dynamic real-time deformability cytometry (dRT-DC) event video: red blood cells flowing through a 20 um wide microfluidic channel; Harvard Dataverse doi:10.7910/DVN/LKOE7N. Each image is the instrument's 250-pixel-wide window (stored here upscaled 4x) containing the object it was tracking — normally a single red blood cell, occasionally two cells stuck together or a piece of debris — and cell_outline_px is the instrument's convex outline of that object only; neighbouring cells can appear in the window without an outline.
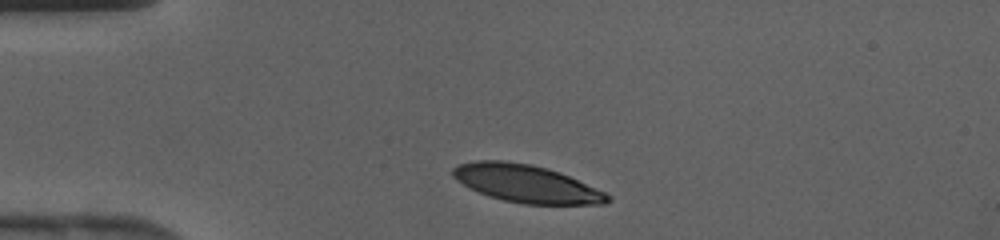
{"species": "human", "species_latin": "Homo sapiens", "temperature_condition": "cold", "stored_images_in_passage": 30, "camera_frame_rate_fps": 3000, "um_per_image_px": 0.085, "donor": {"sex": "female"}, "frame": {"image": 1, "passage_image": 1, "time_ms": 0.0, "image_size_px": [1000, 240], "cell_outline_px": [[612, 200], [604, 204], [524, 204], [504, 200], [488, 196], [468, 188], [456, 180], [452, 176], [452, 168], [460, 164], [476, 160], [504, 160], [532, 164], [548, 168], [560, 172], [604, 192], [612, 196]], "centroid_in_image_um": [44.71, 15.6], "position_along_channel_um": 40.3, "area_um2": 34.04}}
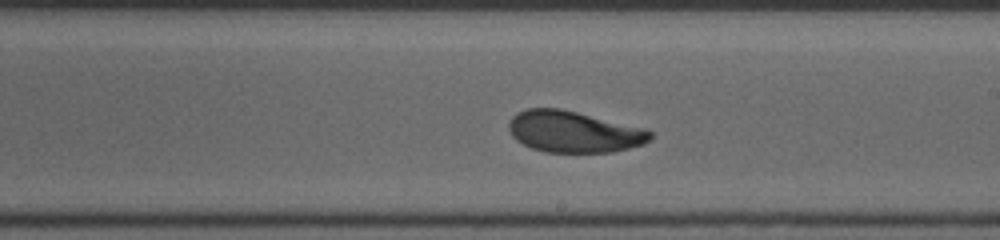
{"frame": {"image": 2, "passage_image": 16, "time_ms": 5.0, "image_size_px": [1000, 240], "cell_outline_px": [[652, 140], [644, 144], [612, 152], [544, 152], [532, 148], [516, 140], [512, 136], [508, 128], [508, 124], [512, 116], [516, 112], [528, 108], [560, 108], [644, 128], [652, 132]], "centroid_in_image_um": [48.75, 11.2], "position_along_channel_um": 240.2, "area_um2": 34.16}}
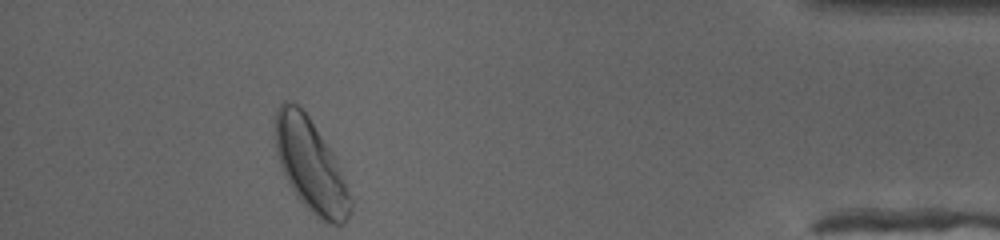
{"frame": {"image": 3, "passage_image": 30, "time_ms": 9.667, "image_size_px": [1000, 240], "cell_outline_px": [[352, 212], [344, 224], [332, 224], [320, 220], [296, 196], [284, 176], [276, 152], [276, 108], [284, 100], [288, 100], [296, 104], [308, 116], [336, 156], [352, 200]], "centroid_in_image_um": [26.43, 14.08], "position_along_channel_um": 408.8, "area_um2": 40.52}}